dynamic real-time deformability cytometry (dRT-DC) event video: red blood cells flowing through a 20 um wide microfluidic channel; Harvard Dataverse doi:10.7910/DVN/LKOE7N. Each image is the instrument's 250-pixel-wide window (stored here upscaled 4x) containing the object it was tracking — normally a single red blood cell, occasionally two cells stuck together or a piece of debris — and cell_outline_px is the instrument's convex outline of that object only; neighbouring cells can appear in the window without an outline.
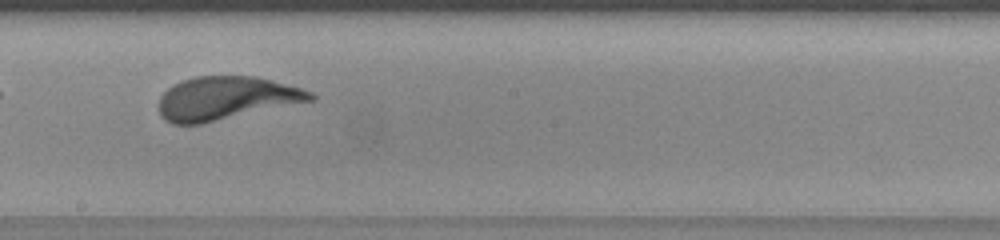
{"species": "human", "species_latin": "Homo sapiens", "temperature_condition": "warm", "stored_images_in_passage": 31, "camera_frame_rate_fps": 3000, "um_per_image_px": 0.085, "donor": {"sex": "female"}, "frame": {"image": 1, "passage_image": 18, "time_ms": 5.667, "image_size_px": [1000, 240], "cell_outline_px": [[316, 100], [200, 124], [172, 124], [164, 120], [160, 116], [156, 104], [160, 96], [168, 88], [180, 80], [196, 76], [256, 76], [272, 80], [300, 88], [312, 92], [316, 96]], "centroid_in_image_um": [19.17, 8.35], "position_along_channel_um": 229.0, "area_um2": 38.61}}